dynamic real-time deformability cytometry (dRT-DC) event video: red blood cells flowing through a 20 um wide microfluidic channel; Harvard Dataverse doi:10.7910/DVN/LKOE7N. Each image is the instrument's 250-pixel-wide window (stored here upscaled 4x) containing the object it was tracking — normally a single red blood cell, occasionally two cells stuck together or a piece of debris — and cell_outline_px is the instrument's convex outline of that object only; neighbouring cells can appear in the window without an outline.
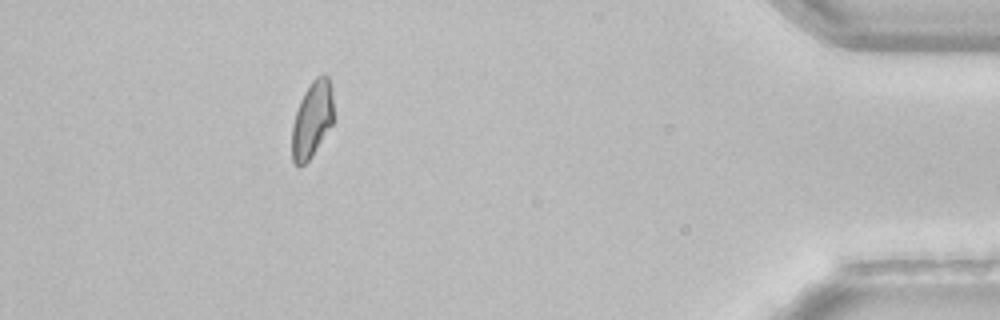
{"species": "common noctule bat (a hibernating species)", "species_latin": "Nyctalus noctula", "temperature_condition": "room temperature", "stored_images_in_passage": 38, "camera_frame_rate_fps": 3000, "um_per_image_px": 0.085, "animal": {"sex": "female", "body_mass_g": 22.7, "forearm_length_mm": 54.2}, "frame": {"image": 1, "passage_image": 33, "time_ms": 10.667, "image_size_px": [1000, 320], "cell_outline_px": [[332, 124], [312, 156], [300, 168], [296, 168], [292, 160], [292, 124], [300, 100], [304, 92], [312, 80], [316, 76], [328, 76], [332, 88]], "centroid_in_image_um": [26.5, 10.19], "position_along_channel_um": 408.7, "area_um2": 18.44}}